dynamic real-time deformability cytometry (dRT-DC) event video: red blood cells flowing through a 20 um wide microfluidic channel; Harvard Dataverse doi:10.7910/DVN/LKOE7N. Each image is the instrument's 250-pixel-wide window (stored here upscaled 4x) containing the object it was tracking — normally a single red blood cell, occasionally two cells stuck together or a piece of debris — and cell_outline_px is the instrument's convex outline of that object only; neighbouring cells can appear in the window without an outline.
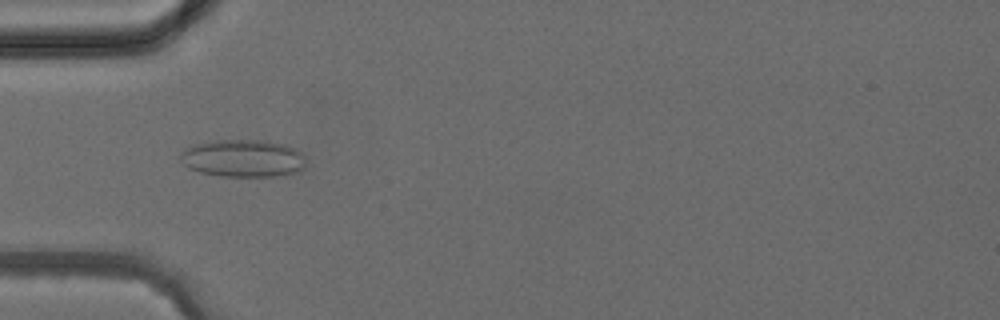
{"species": "common noctule bat (a hibernating species)", "species_latin": "Nyctalus noctula", "temperature_condition": "cold", "stored_images_in_passage": 5, "camera_frame_rate_fps": 3000, "um_per_image_px": 0.085, "animal": {"sex": "female", "body_mass_g": 24.6, "forearm_length_mm": 56.2}, "frame": {"image": 1, "passage_image": 4, "time_ms": 3.333, "image_size_px": [1000, 320], "cell_outline_px": [[304, 168], [296, 172], [272, 176], [220, 176], [200, 172], [188, 168], [180, 160], [180, 152], [184, 148], [196, 144], [220, 140], [264, 140], [288, 144], [296, 148], [304, 156]], "centroid_in_image_um": [20.65, 13.44], "position_along_channel_um": 64.3, "area_um2": 27.51}}